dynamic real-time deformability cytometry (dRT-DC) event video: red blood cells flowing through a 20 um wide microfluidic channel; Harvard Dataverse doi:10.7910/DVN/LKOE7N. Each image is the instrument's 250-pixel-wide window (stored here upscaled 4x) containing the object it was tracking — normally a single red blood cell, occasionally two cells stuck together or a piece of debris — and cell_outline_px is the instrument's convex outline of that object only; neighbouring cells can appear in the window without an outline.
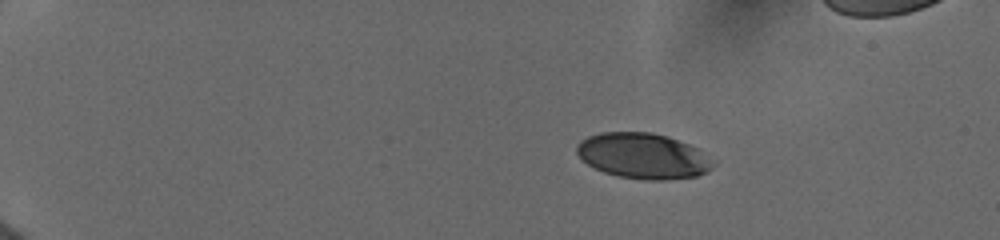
{"species": "human", "species_latin": "Homo sapiens", "temperature_condition": "cold", "stored_images_in_passage": 15, "camera_frame_rate_fps": 3000, "um_per_image_px": 0.085, "donor": {"sex": "female"}, "frame": {"image": 1, "passage_image": 1, "time_ms": 0.0, "image_size_px": [1000, 240], "cell_outline_px": [[716, 164], [708, 172], [696, 176], [668, 180], [644, 180], [620, 176], [604, 172], [588, 164], [576, 152], [576, 144], [580, 140], [588, 136], [600, 132], [652, 132], [668, 136], [700, 148], [716, 160]], "centroid_in_image_um": [54.73, 13.24], "position_along_channel_um": 30.3, "area_um2": 36.7}}
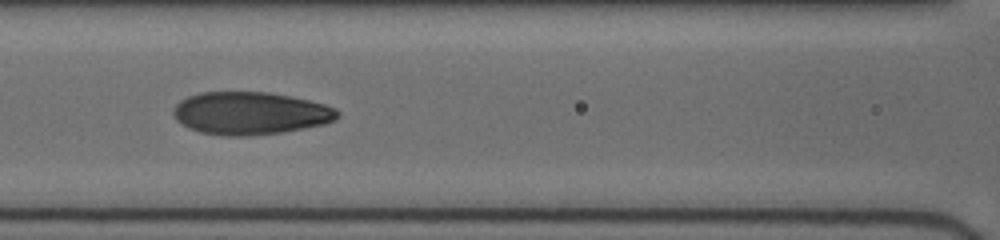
{"frame": {"image": 2, "passage_image": 11, "time_ms": 5.667, "image_size_px": [1000, 240], "cell_outline_px": [[340, 116], [336, 120], [324, 124], [284, 132], [248, 136], [224, 136], [200, 132], [188, 128], [176, 120], [172, 116], [172, 108], [180, 100], [188, 96], [200, 92], [268, 92], [292, 96], [324, 104], [336, 108], [340, 112]], "centroid_in_image_um": [21.26, 9.63], "position_along_channel_um": 145.3, "area_um2": 41.27}}
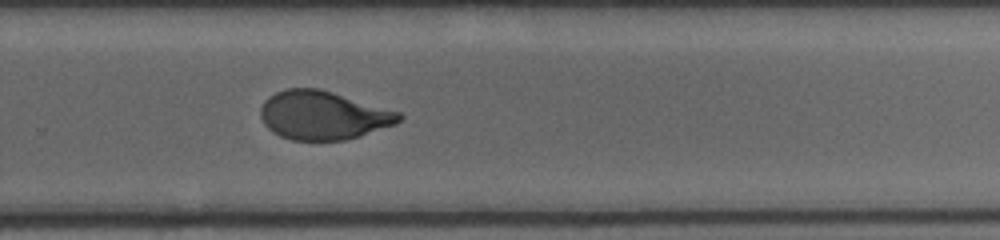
{"frame": {"image": 3, "passage_image": 15, "time_ms": 9.667, "image_size_px": [1000, 240], "cell_outline_px": [[404, 116], [396, 124], [360, 136], [344, 140], [292, 140], [280, 136], [272, 132], [264, 124], [260, 116], [260, 108], [264, 100], [268, 96], [276, 92], [288, 88], [320, 88], [400, 112]], "centroid_in_image_um": [27.45, 9.8], "position_along_channel_um": 302.4, "area_um2": 39.36}}